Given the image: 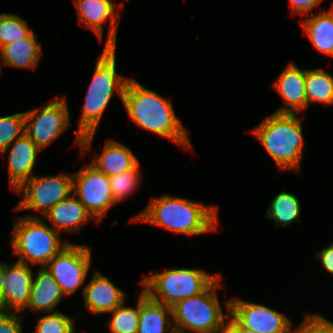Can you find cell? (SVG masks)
I'll list each match as a JSON object with an SVG mask.
<instances>
[{
  "mask_svg": "<svg viewBox=\"0 0 333 333\" xmlns=\"http://www.w3.org/2000/svg\"><path fill=\"white\" fill-rule=\"evenodd\" d=\"M128 78L116 71V46H105L97 59L92 80L88 86L76 138L80 154L92 147L95 131L115 91L121 100Z\"/></svg>",
  "mask_w": 333,
  "mask_h": 333,
  "instance_id": "obj_1",
  "label": "cell"
},
{
  "mask_svg": "<svg viewBox=\"0 0 333 333\" xmlns=\"http://www.w3.org/2000/svg\"><path fill=\"white\" fill-rule=\"evenodd\" d=\"M218 207L183 197L163 194L153 197L144 210L130 222H145L171 230L176 234L196 236L214 232L219 224Z\"/></svg>",
  "mask_w": 333,
  "mask_h": 333,
  "instance_id": "obj_2",
  "label": "cell"
},
{
  "mask_svg": "<svg viewBox=\"0 0 333 333\" xmlns=\"http://www.w3.org/2000/svg\"><path fill=\"white\" fill-rule=\"evenodd\" d=\"M122 102L129 117L139 128L168 138L192 151L188 131L176 116L170 100L146 88L134 78H129Z\"/></svg>",
  "mask_w": 333,
  "mask_h": 333,
  "instance_id": "obj_3",
  "label": "cell"
},
{
  "mask_svg": "<svg viewBox=\"0 0 333 333\" xmlns=\"http://www.w3.org/2000/svg\"><path fill=\"white\" fill-rule=\"evenodd\" d=\"M302 117L273 112L251 131L275 162L278 170L299 172L304 149Z\"/></svg>",
  "mask_w": 333,
  "mask_h": 333,
  "instance_id": "obj_4",
  "label": "cell"
},
{
  "mask_svg": "<svg viewBox=\"0 0 333 333\" xmlns=\"http://www.w3.org/2000/svg\"><path fill=\"white\" fill-rule=\"evenodd\" d=\"M11 234L13 255L19 257L18 262L29 266L37 264L45 267L70 243L62 241L59 237L60 233L49 227L37 213L17 217Z\"/></svg>",
  "mask_w": 333,
  "mask_h": 333,
  "instance_id": "obj_5",
  "label": "cell"
},
{
  "mask_svg": "<svg viewBox=\"0 0 333 333\" xmlns=\"http://www.w3.org/2000/svg\"><path fill=\"white\" fill-rule=\"evenodd\" d=\"M219 276L210 275L204 269H169L145 277L141 285L152 300L172 307L185 298L201 294Z\"/></svg>",
  "mask_w": 333,
  "mask_h": 333,
  "instance_id": "obj_6",
  "label": "cell"
},
{
  "mask_svg": "<svg viewBox=\"0 0 333 333\" xmlns=\"http://www.w3.org/2000/svg\"><path fill=\"white\" fill-rule=\"evenodd\" d=\"M221 277L220 275L201 294L185 298L171 307L174 331L191 333L193 330L197 333H214L225 322L229 314H223L216 293V289L222 287Z\"/></svg>",
  "mask_w": 333,
  "mask_h": 333,
  "instance_id": "obj_7",
  "label": "cell"
},
{
  "mask_svg": "<svg viewBox=\"0 0 333 333\" xmlns=\"http://www.w3.org/2000/svg\"><path fill=\"white\" fill-rule=\"evenodd\" d=\"M15 192L22 194V198L14 211L35 210L45 216L55 205L73 193V174H34Z\"/></svg>",
  "mask_w": 333,
  "mask_h": 333,
  "instance_id": "obj_8",
  "label": "cell"
},
{
  "mask_svg": "<svg viewBox=\"0 0 333 333\" xmlns=\"http://www.w3.org/2000/svg\"><path fill=\"white\" fill-rule=\"evenodd\" d=\"M65 96L46 106L24 111L25 134L42 151L70 128V114Z\"/></svg>",
  "mask_w": 333,
  "mask_h": 333,
  "instance_id": "obj_9",
  "label": "cell"
},
{
  "mask_svg": "<svg viewBox=\"0 0 333 333\" xmlns=\"http://www.w3.org/2000/svg\"><path fill=\"white\" fill-rule=\"evenodd\" d=\"M84 166L77 173H73V194L98 223L117 203L111 193L109 176L91 163Z\"/></svg>",
  "mask_w": 333,
  "mask_h": 333,
  "instance_id": "obj_10",
  "label": "cell"
},
{
  "mask_svg": "<svg viewBox=\"0 0 333 333\" xmlns=\"http://www.w3.org/2000/svg\"><path fill=\"white\" fill-rule=\"evenodd\" d=\"M91 264V247L69 243L47 264L65 296L72 295L84 283Z\"/></svg>",
  "mask_w": 333,
  "mask_h": 333,
  "instance_id": "obj_11",
  "label": "cell"
},
{
  "mask_svg": "<svg viewBox=\"0 0 333 333\" xmlns=\"http://www.w3.org/2000/svg\"><path fill=\"white\" fill-rule=\"evenodd\" d=\"M225 305L228 313L246 329L256 333H292V320L265 305L234 297Z\"/></svg>",
  "mask_w": 333,
  "mask_h": 333,
  "instance_id": "obj_12",
  "label": "cell"
},
{
  "mask_svg": "<svg viewBox=\"0 0 333 333\" xmlns=\"http://www.w3.org/2000/svg\"><path fill=\"white\" fill-rule=\"evenodd\" d=\"M78 24L94 31L99 39H102L103 25L108 20L109 30L105 46H116L119 19L122 12H118L117 5L112 0H73Z\"/></svg>",
  "mask_w": 333,
  "mask_h": 333,
  "instance_id": "obj_13",
  "label": "cell"
},
{
  "mask_svg": "<svg viewBox=\"0 0 333 333\" xmlns=\"http://www.w3.org/2000/svg\"><path fill=\"white\" fill-rule=\"evenodd\" d=\"M33 283V271L25 263H5V279L2 288V311L23 312L29 302Z\"/></svg>",
  "mask_w": 333,
  "mask_h": 333,
  "instance_id": "obj_14",
  "label": "cell"
},
{
  "mask_svg": "<svg viewBox=\"0 0 333 333\" xmlns=\"http://www.w3.org/2000/svg\"><path fill=\"white\" fill-rule=\"evenodd\" d=\"M306 69H301L290 62L271 84L284 105L275 112L299 113L307 109V97L305 88Z\"/></svg>",
  "mask_w": 333,
  "mask_h": 333,
  "instance_id": "obj_15",
  "label": "cell"
},
{
  "mask_svg": "<svg viewBox=\"0 0 333 333\" xmlns=\"http://www.w3.org/2000/svg\"><path fill=\"white\" fill-rule=\"evenodd\" d=\"M85 308L92 314L110 313L125 302L126 293L108 277L95 270L89 283L82 289Z\"/></svg>",
  "mask_w": 333,
  "mask_h": 333,
  "instance_id": "obj_16",
  "label": "cell"
},
{
  "mask_svg": "<svg viewBox=\"0 0 333 333\" xmlns=\"http://www.w3.org/2000/svg\"><path fill=\"white\" fill-rule=\"evenodd\" d=\"M9 147L1 155L4 157L10 149L8 153L9 185L11 190L16 191L33 176L36 158L41 150L26 134L16 139Z\"/></svg>",
  "mask_w": 333,
  "mask_h": 333,
  "instance_id": "obj_17",
  "label": "cell"
},
{
  "mask_svg": "<svg viewBox=\"0 0 333 333\" xmlns=\"http://www.w3.org/2000/svg\"><path fill=\"white\" fill-rule=\"evenodd\" d=\"M51 227L57 232L73 233L91 221L92 215L79 199L72 193L55 205L45 216Z\"/></svg>",
  "mask_w": 333,
  "mask_h": 333,
  "instance_id": "obj_18",
  "label": "cell"
},
{
  "mask_svg": "<svg viewBox=\"0 0 333 333\" xmlns=\"http://www.w3.org/2000/svg\"><path fill=\"white\" fill-rule=\"evenodd\" d=\"M65 295L46 267H41L36 276L33 275L31 294L26 309L33 312L52 313Z\"/></svg>",
  "mask_w": 333,
  "mask_h": 333,
  "instance_id": "obj_19",
  "label": "cell"
},
{
  "mask_svg": "<svg viewBox=\"0 0 333 333\" xmlns=\"http://www.w3.org/2000/svg\"><path fill=\"white\" fill-rule=\"evenodd\" d=\"M139 163L137 156L128 146L114 139H107L101 154H95L91 164L105 175L111 177L133 169Z\"/></svg>",
  "mask_w": 333,
  "mask_h": 333,
  "instance_id": "obj_20",
  "label": "cell"
},
{
  "mask_svg": "<svg viewBox=\"0 0 333 333\" xmlns=\"http://www.w3.org/2000/svg\"><path fill=\"white\" fill-rule=\"evenodd\" d=\"M43 52L41 43L37 42L34 31L26 38L4 45L0 48V62L6 66L35 69Z\"/></svg>",
  "mask_w": 333,
  "mask_h": 333,
  "instance_id": "obj_21",
  "label": "cell"
},
{
  "mask_svg": "<svg viewBox=\"0 0 333 333\" xmlns=\"http://www.w3.org/2000/svg\"><path fill=\"white\" fill-rule=\"evenodd\" d=\"M172 309L152 300L143 290L140 293V317L137 333H165L166 327L174 331Z\"/></svg>",
  "mask_w": 333,
  "mask_h": 333,
  "instance_id": "obj_22",
  "label": "cell"
},
{
  "mask_svg": "<svg viewBox=\"0 0 333 333\" xmlns=\"http://www.w3.org/2000/svg\"><path fill=\"white\" fill-rule=\"evenodd\" d=\"M301 25L317 51L333 57V8L312 14Z\"/></svg>",
  "mask_w": 333,
  "mask_h": 333,
  "instance_id": "obj_23",
  "label": "cell"
},
{
  "mask_svg": "<svg viewBox=\"0 0 333 333\" xmlns=\"http://www.w3.org/2000/svg\"><path fill=\"white\" fill-rule=\"evenodd\" d=\"M300 213L301 204L299 199L294 194L283 190L271 201L266 211V218L272 219L276 228L288 227L294 221H301L299 220Z\"/></svg>",
  "mask_w": 333,
  "mask_h": 333,
  "instance_id": "obj_24",
  "label": "cell"
},
{
  "mask_svg": "<svg viewBox=\"0 0 333 333\" xmlns=\"http://www.w3.org/2000/svg\"><path fill=\"white\" fill-rule=\"evenodd\" d=\"M305 88L307 107L311 102L333 105V75L325 70L306 69Z\"/></svg>",
  "mask_w": 333,
  "mask_h": 333,
  "instance_id": "obj_25",
  "label": "cell"
},
{
  "mask_svg": "<svg viewBox=\"0 0 333 333\" xmlns=\"http://www.w3.org/2000/svg\"><path fill=\"white\" fill-rule=\"evenodd\" d=\"M111 319L106 324L112 333H137L140 317V296L136 308L125 306V302L110 312Z\"/></svg>",
  "mask_w": 333,
  "mask_h": 333,
  "instance_id": "obj_26",
  "label": "cell"
},
{
  "mask_svg": "<svg viewBox=\"0 0 333 333\" xmlns=\"http://www.w3.org/2000/svg\"><path fill=\"white\" fill-rule=\"evenodd\" d=\"M33 29L28 28L27 21L17 14H0V48L4 45L26 38Z\"/></svg>",
  "mask_w": 333,
  "mask_h": 333,
  "instance_id": "obj_27",
  "label": "cell"
},
{
  "mask_svg": "<svg viewBox=\"0 0 333 333\" xmlns=\"http://www.w3.org/2000/svg\"><path fill=\"white\" fill-rule=\"evenodd\" d=\"M140 162L128 171L109 177L111 193L116 203L134 193L140 183Z\"/></svg>",
  "mask_w": 333,
  "mask_h": 333,
  "instance_id": "obj_28",
  "label": "cell"
},
{
  "mask_svg": "<svg viewBox=\"0 0 333 333\" xmlns=\"http://www.w3.org/2000/svg\"><path fill=\"white\" fill-rule=\"evenodd\" d=\"M24 134V112L0 117V154Z\"/></svg>",
  "mask_w": 333,
  "mask_h": 333,
  "instance_id": "obj_29",
  "label": "cell"
},
{
  "mask_svg": "<svg viewBox=\"0 0 333 333\" xmlns=\"http://www.w3.org/2000/svg\"><path fill=\"white\" fill-rule=\"evenodd\" d=\"M34 333H75L74 320L60 311L41 316Z\"/></svg>",
  "mask_w": 333,
  "mask_h": 333,
  "instance_id": "obj_30",
  "label": "cell"
},
{
  "mask_svg": "<svg viewBox=\"0 0 333 333\" xmlns=\"http://www.w3.org/2000/svg\"><path fill=\"white\" fill-rule=\"evenodd\" d=\"M292 333H333V322L319 314H306L303 322Z\"/></svg>",
  "mask_w": 333,
  "mask_h": 333,
  "instance_id": "obj_31",
  "label": "cell"
},
{
  "mask_svg": "<svg viewBox=\"0 0 333 333\" xmlns=\"http://www.w3.org/2000/svg\"><path fill=\"white\" fill-rule=\"evenodd\" d=\"M22 315L0 311V333H22Z\"/></svg>",
  "mask_w": 333,
  "mask_h": 333,
  "instance_id": "obj_32",
  "label": "cell"
},
{
  "mask_svg": "<svg viewBox=\"0 0 333 333\" xmlns=\"http://www.w3.org/2000/svg\"><path fill=\"white\" fill-rule=\"evenodd\" d=\"M291 6V14L296 15H311L313 14V9L323 0H288ZM310 13V14H309Z\"/></svg>",
  "mask_w": 333,
  "mask_h": 333,
  "instance_id": "obj_33",
  "label": "cell"
},
{
  "mask_svg": "<svg viewBox=\"0 0 333 333\" xmlns=\"http://www.w3.org/2000/svg\"><path fill=\"white\" fill-rule=\"evenodd\" d=\"M316 257L321 260L325 271L333 275V243L316 253Z\"/></svg>",
  "mask_w": 333,
  "mask_h": 333,
  "instance_id": "obj_34",
  "label": "cell"
},
{
  "mask_svg": "<svg viewBox=\"0 0 333 333\" xmlns=\"http://www.w3.org/2000/svg\"><path fill=\"white\" fill-rule=\"evenodd\" d=\"M214 333H239V323L229 314L227 321Z\"/></svg>",
  "mask_w": 333,
  "mask_h": 333,
  "instance_id": "obj_35",
  "label": "cell"
},
{
  "mask_svg": "<svg viewBox=\"0 0 333 333\" xmlns=\"http://www.w3.org/2000/svg\"><path fill=\"white\" fill-rule=\"evenodd\" d=\"M5 279V263H0V311H2V288Z\"/></svg>",
  "mask_w": 333,
  "mask_h": 333,
  "instance_id": "obj_36",
  "label": "cell"
},
{
  "mask_svg": "<svg viewBox=\"0 0 333 333\" xmlns=\"http://www.w3.org/2000/svg\"><path fill=\"white\" fill-rule=\"evenodd\" d=\"M239 333H256V332L246 329L239 324Z\"/></svg>",
  "mask_w": 333,
  "mask_h": 333,
  "instance_id": "obj_37",
  "label": "cell"
},
{
  "mask_svg": "<svg viewBox=\"0 0 333 333\" xmlns=\"http://www.w3.org/2000/svg\"><path fill=\"white\" fill-rule=\"evenodd\" d=\"M2 64H1V62H0V74H1V69H2V66H1Z\"/></svg>",
  "mask_w": 333,
  "mask_h": 333,
  "instance_id": "obj_38",
  "label": "cell"
},
{
  "mask_svg": "<svg viewBox=\"0 0 333 333\" xmlns=\"http://www.w3.org/2000/svg\"><path fill=\"white\" fill-rule=\"evenodd\" d=\"M170 333H180V332H176V331H170Z\"/></svg>",
  "mask_w": 333,
  "mask_h": 333,
  "instance_id": "obj_39",
  "label": "cell"
}]
</instances>
